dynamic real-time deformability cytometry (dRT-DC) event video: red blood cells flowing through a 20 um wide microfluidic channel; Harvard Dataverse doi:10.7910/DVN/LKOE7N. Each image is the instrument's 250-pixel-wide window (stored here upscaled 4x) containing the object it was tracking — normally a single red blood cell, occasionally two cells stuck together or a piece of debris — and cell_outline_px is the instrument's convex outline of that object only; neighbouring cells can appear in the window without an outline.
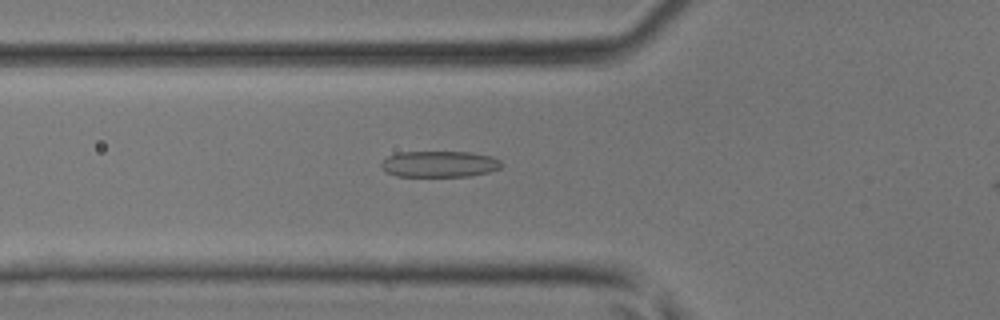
{"species": "common noctule bat (a hibernating species)", "species_latin": "Nyctalus noctula", "temperature_condition": "room temperature", "stored_images_in_passage": 33, "camera_frame_rate_fps": 3000, "um_per_image_px": 0.085, "animal": {"sex": "male", "body_mass_g": 17.9, "forearm_length_mm": 54.2}, "frame": {"image": 1, "passage_image": 4, "time_ms": 1.0, "image_size_px": [1000, 320], "cell_outline_px": [[504, 164], [500, 168], [488, 172], [468, 176], [396, 176], [384, 172], [380, 168], [380, 164], [388, 156], [396, 152], [472, 152], [492, 156], [500, 160]], "centroid_in_image_um": [37.33, 13.94], "position_along_channel_um": 88.5, "area_um2": 18.55}}
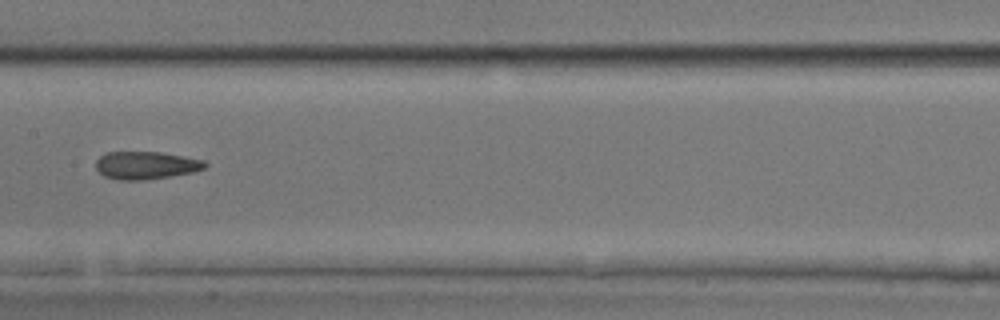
{"frame": {"image": 2, "passage_image": 11, "time_ms": 3.333, "image_size_px": [1000, 320], "cell_outline_px": [[208, 164], [204, 168], [192, 172], [148, 180], [120, 180], [104, 176], [96, 168], [96, 160], [100, 156], [108, 152], [160, 152], [184, 156], [204, 160]], "centroid_in_image_um": [12.41, 14.05], "position_along_channel_um": 195.0, "area_um2": 17.63}}
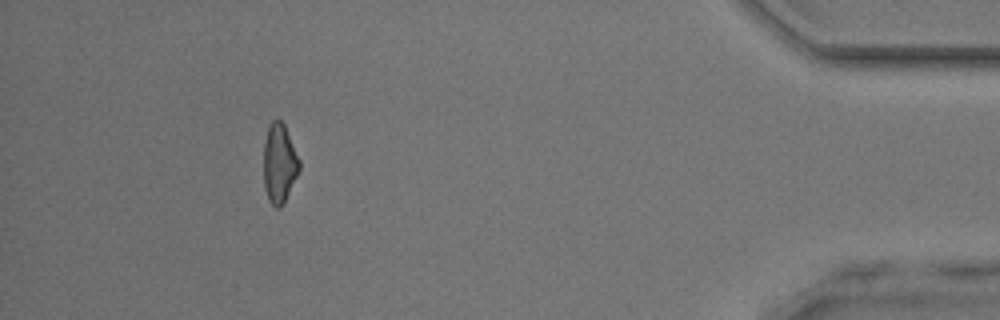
{"frame": {"image": 3, "passage_image": 29, "time_ms": 9.333, "image_size_px": [1000, 320], "cell_outline_px": [[300, 168], [284, 204], [280, 208], [276, 208], [268, 200], [264, 188], [264, 140], [268, 124], [272, 120], [280, 120], [284, 124], [300, 160]], "centroid_in_image_um": [23.73, 13.89], "position_along_channel_um": 411.5, "area_um2": 16.65}}